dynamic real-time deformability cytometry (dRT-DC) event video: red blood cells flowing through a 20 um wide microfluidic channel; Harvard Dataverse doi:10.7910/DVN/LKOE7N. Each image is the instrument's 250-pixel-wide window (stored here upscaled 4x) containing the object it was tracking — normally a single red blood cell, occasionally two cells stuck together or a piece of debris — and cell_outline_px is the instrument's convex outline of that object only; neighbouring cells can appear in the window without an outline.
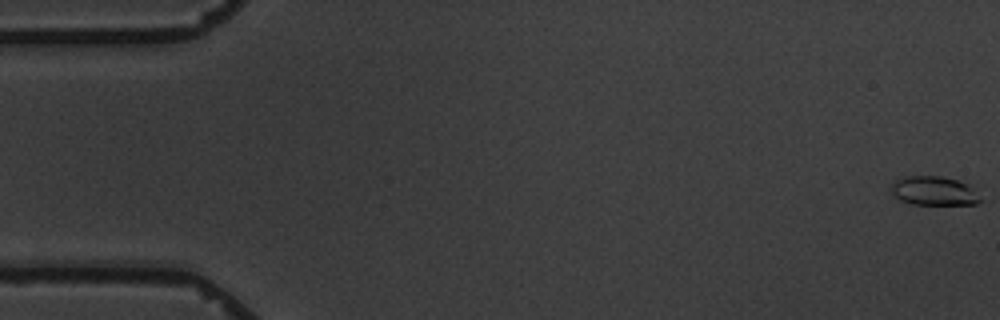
{"species": "common noctule bat (a hibernating species)", "species_latin": "Nyctalus noctula", "temperature_condition": "warm", "stored_images_in_passage": 6, "camera_frame_rate_fps": 3000, "um_per_image_px": 0.085, "animal": {"sex": "male", "body_mass_g": 19.5, "forearm_length_mm": 54.6}, "frame": {"image": 1, "passage_image": 1, "time_ms": 0.0, "image_size_px": [1000, 320], "cell_outline_px": [[984, 200], [976, 204], [912, 204], [900, 200], [892, 192], [892, 184], [896, 180], [904, 176], [940, 176], [972, 184]], "centroid_in_image_um": [79.48, 16.22], "position_along_channel_um": 5.5, "area_um2": 15.26}}